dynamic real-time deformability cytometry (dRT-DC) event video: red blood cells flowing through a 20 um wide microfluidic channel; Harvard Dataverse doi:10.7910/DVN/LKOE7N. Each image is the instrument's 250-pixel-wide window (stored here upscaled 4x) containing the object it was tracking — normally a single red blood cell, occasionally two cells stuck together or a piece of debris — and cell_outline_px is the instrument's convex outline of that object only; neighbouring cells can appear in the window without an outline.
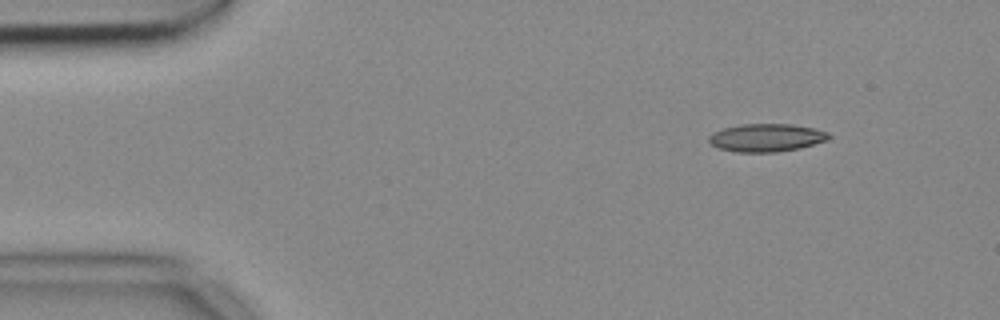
{"species": "common noctule bat (a hibernating species)", "species_latin": "Nyctalus noctula", "temperature_condition": "cold", "stored_images_in_passage": 3, "camera_frame_rate_fps": 3000, "um_per_image_px": 0.085, "animal": {"sex": "female", "body_mass_g": 18.4}, "frame": {"image": 1, "passage_image": 3, "time_ms": 0.667, "image_size_px": [1000, 320], "cell_outline_px": [[832, 136], [828, 140], [800, 148], [776, 152], [736, 152], [720, 148], [712, 144], [708, 140], [708, 136], [712, 132], [724, 128], [740, 124], [788, 124], [812, 128], [828, 132]], "centroid_in_image_um": [65.14, 11.7], "position_along_channel_um": 19.9, "area_um2": 19.48}}